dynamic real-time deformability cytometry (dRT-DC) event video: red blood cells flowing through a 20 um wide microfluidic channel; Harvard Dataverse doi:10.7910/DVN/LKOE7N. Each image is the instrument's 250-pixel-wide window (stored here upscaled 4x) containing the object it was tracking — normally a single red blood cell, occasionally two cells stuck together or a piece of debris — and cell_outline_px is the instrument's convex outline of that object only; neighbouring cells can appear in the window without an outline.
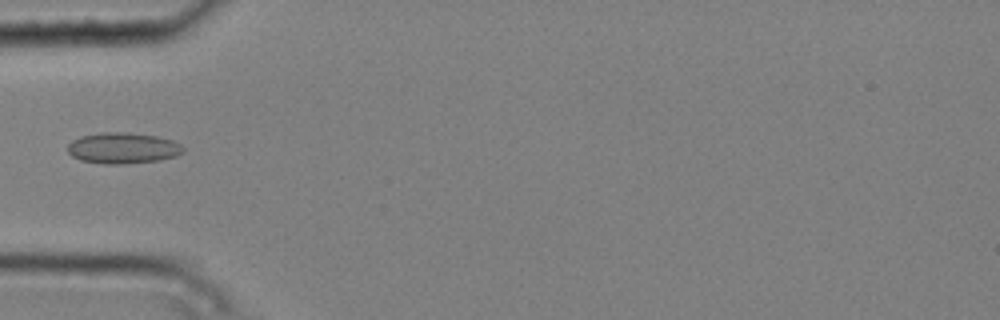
{"species": "common noctule bat (a hibernating species)", "species_latin": "Nyctalus noctula", "temperature_condition": "cold", "stored_images_in_passage": 6, "camera_frame_rate_fps": 3000, "um_per_image_px": 0.085, "animal": {"sex": "male", "body_mass_g": 20.4}, "frame": {"image": 1, "passage_image": 5, "time_ms": 1.333, "image_size_px": [1000, 320], "cell_outline_px": [[184, 152], [176, 156], [160, 160], [124, 164], [104, 164], [80, 160], [72, 156], [68, 152], [68, 144], [72, 140], [80, 136], [100, 132], [124, 132], [156, 136], [172, 140], [180, 144], [184, 148]], "centroid_in_image_um": [10.43, 12.59], "position_along_channel_um": 74.6, "area_um2": 20.98}}
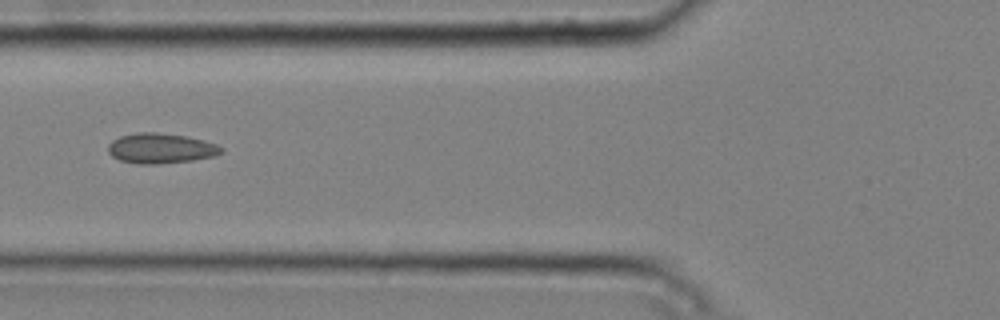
{"frame": {"image": 2, "passage_image": 6, "time_ms": 1.667, "image_size_px": [1000, 320], "cell_outline_px": [[224, 152], [216, 156], [192, 160], [156, 164], [140, 164], [120, 160], [112, 156], [108, 152], [108, 144], [112, 140], [120, 136], [136, 132], [156, 132], [184, 136], [216, 144], [224, 148]], "centroid_in_image_um": [13.65, 12.61], "position_along_channel_um": 112.1, "area_um2": 19.83}}